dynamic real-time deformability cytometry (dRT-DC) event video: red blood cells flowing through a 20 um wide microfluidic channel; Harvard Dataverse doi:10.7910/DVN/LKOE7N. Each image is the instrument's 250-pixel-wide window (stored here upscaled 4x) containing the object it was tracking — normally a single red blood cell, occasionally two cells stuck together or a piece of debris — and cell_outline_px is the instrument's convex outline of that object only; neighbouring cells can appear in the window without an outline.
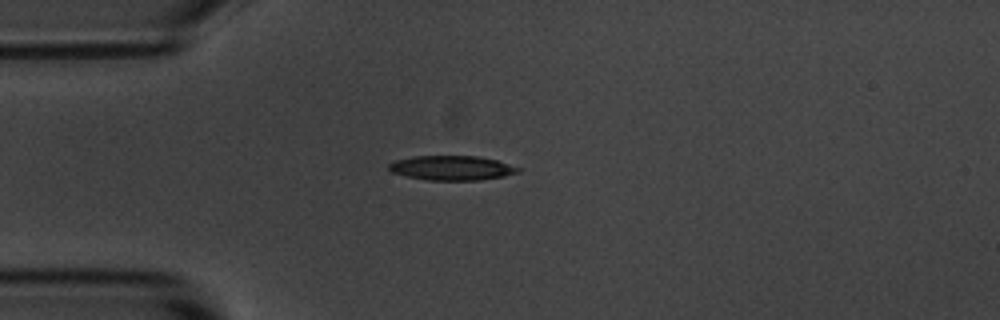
{"species": "common noctule bat (a hibernating species)", "species_latin": "Nyctalus noctula", "temperature_condition": "room temperature", "stored_images_in_passage": 6, "camera_frame_rate_fps": 3000, "um_per_image_px": 0.085, "animal": {"sex": "male", "body_mass_g": 20.1, "forearm_length_mm": 53.5}, "frame": {"image": 1, "passage_image": 3, "time_ms": 3.333, "image_size_px": [1000, 320], "cell_outline_px": [[524, 168], [520, 172], [504, 176], [480, 180], [428, 180], [408, 176], [392, 172], [388, 168], [388, 164], [396, 160], [416, 156], [480, 156], [496, 160]], "centroid_in_image_um": [38.47, 14.27], "position_along_channel_um": 46.5, "area_um2": 18.5}}
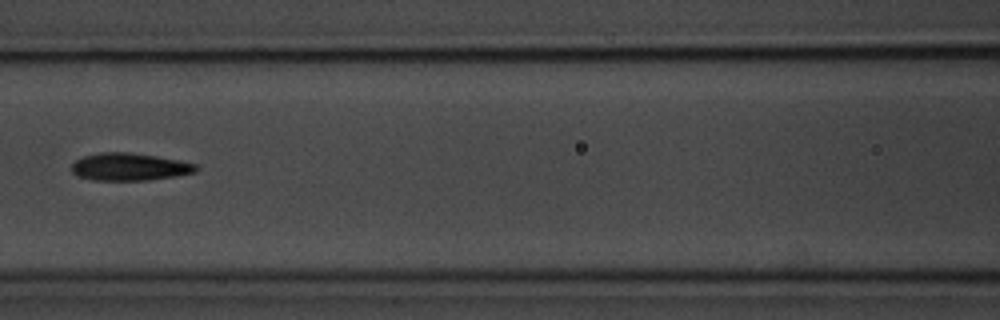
{"frame": {"image": 2, "passage_image": 6, "time_ms": 6.667, "image_size_px": [1000, 320], "cell_outline_px": [[200, 168], [196, 172], [176, 176], [148, 180], [92, 180], [76, 176], [72, 172], [72, 164], [76, 160], [84, 156], [100, 152], [128, 152], [156, 156], [196, 164]], "centroid_in_image_um": [10.99, 14.19], "position_along_channel_um": 155.6, "area_um2": 19.94}}